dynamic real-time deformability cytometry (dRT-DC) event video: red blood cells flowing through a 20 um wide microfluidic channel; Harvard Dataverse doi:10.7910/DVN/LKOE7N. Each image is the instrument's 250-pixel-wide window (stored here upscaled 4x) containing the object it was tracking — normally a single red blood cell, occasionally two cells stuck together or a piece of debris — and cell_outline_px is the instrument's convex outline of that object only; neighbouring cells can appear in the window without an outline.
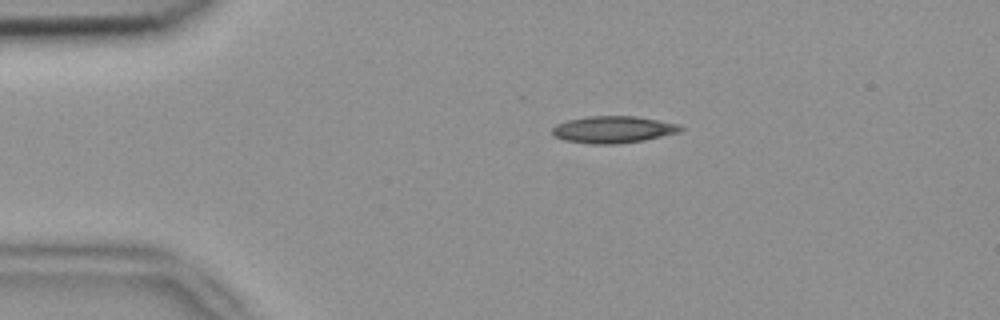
{"species": "common noctule bat (a hibernating species)", "species_latin": "Nyctalus noctula", "temperature_condition": "room temperature", "stored_images_in_passage": 2, "camera_frame_rate_fps": 3000, "um_per_image_px": 0.085, "animal": {"sex": "female", "body_mass_g": 18.4}, "frame": {"image": 1, "passage_image": 1, "time_ms": 0.0, "image_size_px": [1000, 320], "cell_outline_px": [[684, 128], [680, 132], [644, 140], [616, 144], [592, 144], [564, 140], [556, 136], [552, 132], [552, 128], [556, 124], [568, 120], [588, 116], [636, 116], [680, 124]], "centroid_in_image_um": [52.14, 11.01], "position_along_channel_um": 32.9, "area_um2": 20.11}}